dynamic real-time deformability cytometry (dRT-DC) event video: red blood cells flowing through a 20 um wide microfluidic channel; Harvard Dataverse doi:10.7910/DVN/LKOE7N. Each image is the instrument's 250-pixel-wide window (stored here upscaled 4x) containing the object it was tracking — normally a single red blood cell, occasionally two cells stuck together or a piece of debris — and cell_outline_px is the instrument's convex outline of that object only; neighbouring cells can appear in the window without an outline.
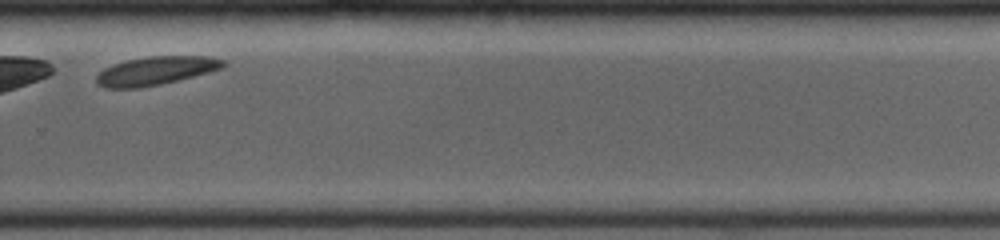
{"species": "common noctule bat (a hibernating species)", "species_latin": "Nyctalus noctula", "temperature_condition": "room temperature", "stored_images_in_passage": 28, "camera_frame_rate_fps": 4000, "um_per_image_px": 0.085, "animal": {"sex": "female", "body_mass_g": 19.0, "forearm_length_mm": 53.3}, "frame": {"image": 1, "passage_image": 24, "time_ms": 6.75, "image_size_px": [1000, 240], "cell_outline_px": [[224, 64], [220, 68], [208, 72], [160, 84], [140, 88], [104, 88], [96, 80], [96, 76], [104, 68], [112, 64], [128, 60], [148, 56], [208, 56], [224, 60]], "centroid_in_image_um": [13.19, 6.01], "position_along_channel_um": 316.6, "area_um2": 20.69}}